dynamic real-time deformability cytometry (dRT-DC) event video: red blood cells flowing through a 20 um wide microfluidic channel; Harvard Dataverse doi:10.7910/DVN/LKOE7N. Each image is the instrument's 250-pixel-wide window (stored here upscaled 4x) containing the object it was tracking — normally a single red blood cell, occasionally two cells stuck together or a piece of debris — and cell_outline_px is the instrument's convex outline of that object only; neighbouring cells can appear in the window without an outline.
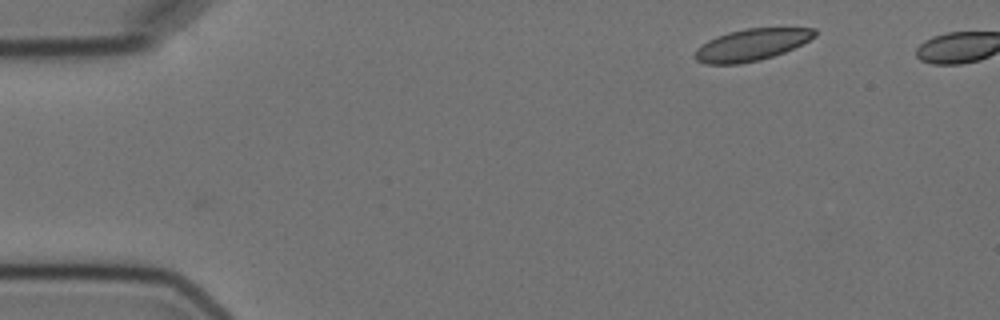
{"species": "Egyptian fruit bat (a non-hibernating species)", "species_latin": "Rousettus aegyptiacus", "temperature_condition": "cold", "stored_images_in_passage": 4, "camera_frame_rate_fps": 3000, "um_per_image_px": 0.085, "animal": {"sex": "female"}, "frame": {"image": 1, "passage_image": 1, "time_ms": 0.0, "image_size_px": [1000, 320], "cell_outline_px": [[816, 36], [784, 52], [760, 60], [740, 64], [704, 64], [696, 60], [692, 56], [696, 48], [708, 40], [728, 32], [744, 28], [816, 28]], "centroid_in_image_um": [63.82, 3.81], "position_along_channel_um": 21.2, "area_um2": 22.2}}
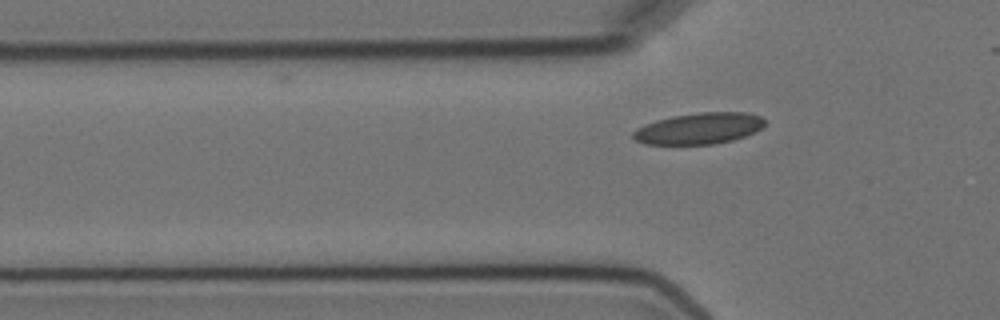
{"frame": {"image": 2, "passage_image": 4, "time_ms": 3.667, "image_size_px": [1000, 320], "cell_outline_px": [[764, 124], [760, 128], [744, 136], [732, 140], [712, 144], [644, 144], [636, 140], [632, 136], [632, 132], [636, 128], [644, 124], [656, 120], [672, 116], [700, 112], [748, 112], [760, 116], [764, 120]], "centroid_in_image_um": [59.37, 10.91], "position_along_channel_um": 66.4, "area_um2": 23.87}}